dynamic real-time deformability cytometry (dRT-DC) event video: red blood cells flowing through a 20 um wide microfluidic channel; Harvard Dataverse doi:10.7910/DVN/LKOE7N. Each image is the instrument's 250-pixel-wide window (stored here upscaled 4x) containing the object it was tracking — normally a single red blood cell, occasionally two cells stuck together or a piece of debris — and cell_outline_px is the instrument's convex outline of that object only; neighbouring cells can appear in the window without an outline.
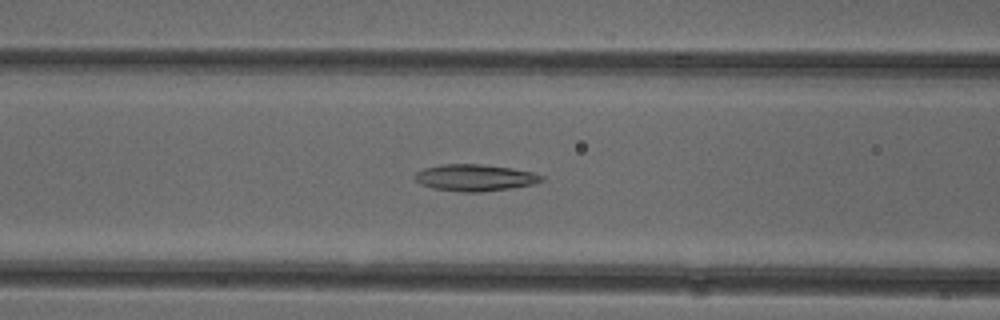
{"species": "common noctule bat (a hibernating species)", "species_latin": "Nyctalus noctula", "temperature_condition": "cold", "stored_images_in_passage": 52, "camera_frame_rate_fps": 3000, "um_per_image_px": 0.085, "animal": {"sex": "female"}, "frame": {"image": 1, "passage_image": 21, "time_ms": 6.667, "image_size_px": [1000, 320], "cell_outline_px": [[544, 180], [536, 184], [512, 188], [480, 192], [464, 192], [432, 188], [420, 184], [416, 180], [416, 172], [424, 168], [440, 164], [480, 164], [512, 168], [532, 172], [544, 176]], "centroid_in_image_um": [40.4, 15.1], "position_along_channel_um": 126.2, "area_um2": 19.77}}
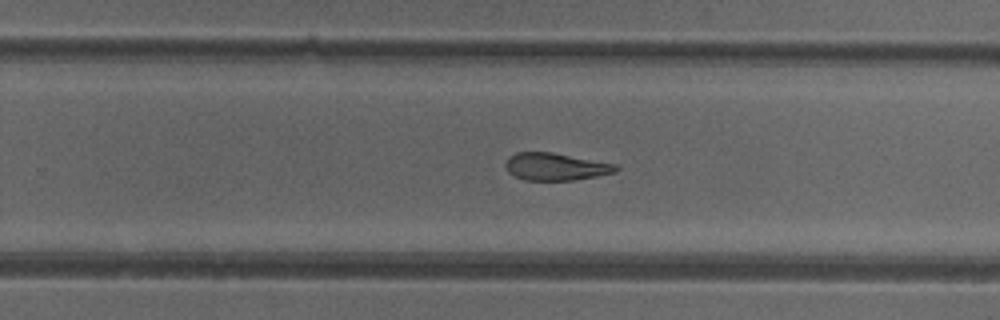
{"frame": {"image": 2, "passage_image": 33, "time_ms": 10.667, "image_size_px": [1000, 320], "cell_outline_px": [[620, 168], [616, 172], [596, 176], [572, 180], [524, 180], [512, 176], [508, 172], [504, 164], [508, 156], [516, 152], [552, 152], [616, 164]], "centroid_in_image_um": [47.18, 14.16], "position_along_channel_um": 282.6, "area_um2": 17.74}}
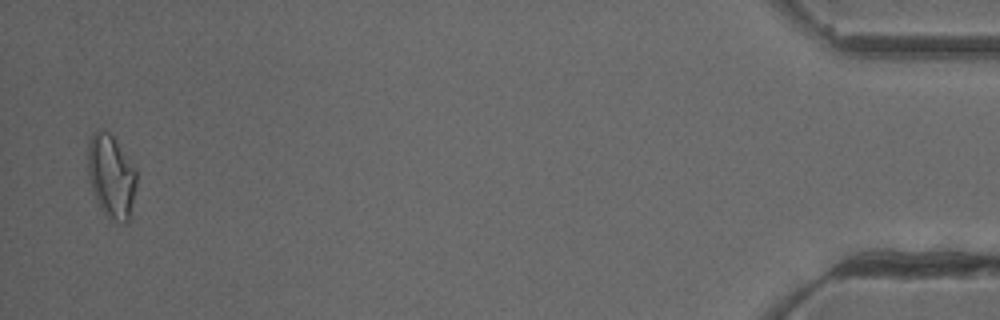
{"frame": {"image": 3, "passage_image": 51, "time_ms": 16.667, "image_size_px": [1000, 320], "cell_outline_px": [[136, 184], [128, 224], [120, 224], [112, 220], [100, 208], [96, 200], [88, 176], [88, 140], [92, 132], [96, 128], [100, 128], [108, 132], [116, 140], [136, 168]], "centroid_in_image_um": [9.45, 14.96], "position_along_channel_um": 425.8, "area_um2": 23.87}, "authors_computed_cell_mechanics": {"area_um2": 19.7965, "velocity_mm_per_s": 3.9199, "shape_relaxation_time_tau1_ms": null, "shape_relaxation_time_tau2_ms": 3.4174, "deformation_change_tau1": null, "deformation_change_tau2": 0.1257}}